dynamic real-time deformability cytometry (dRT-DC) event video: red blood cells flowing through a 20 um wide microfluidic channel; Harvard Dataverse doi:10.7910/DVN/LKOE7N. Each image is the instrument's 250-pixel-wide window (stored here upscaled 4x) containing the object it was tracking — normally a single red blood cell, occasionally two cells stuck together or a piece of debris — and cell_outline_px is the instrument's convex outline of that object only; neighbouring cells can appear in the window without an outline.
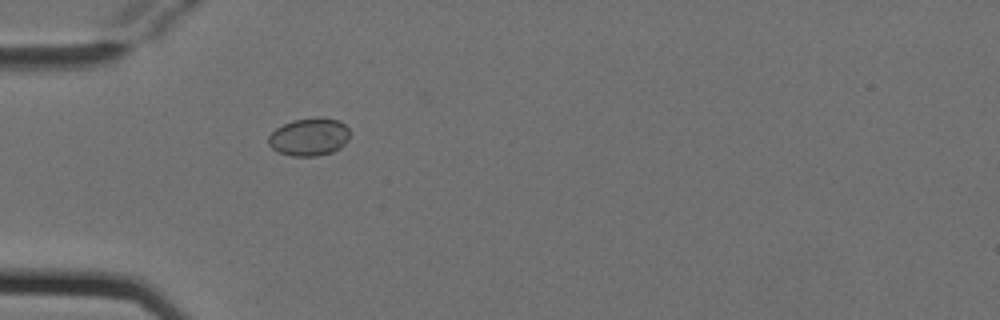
{"species": "Egyptian fruit bat (a non-hibernating species)", "species_latin": "Rousettus aegyptiacus", "temperature_condition": "cold", "stored_images_in_passage": 3, "camera_frame_rate_fps": 3000, "um_per_image_px": 0.085, "animal": {"sex": "female"}, "frame": {"image": 1, "passage_image": 3, "time_ms": 0.667, "image_size_px": [1000, 320], "cell_outline_px": [[348, 140], [340, 148], [332, 152], [316, 156], [292, 156], [280, 152], [272, 148], [268, 144], [268, 136], [276, 128], [292, 120], [336, 120], [344, 124], [348, 128]], "centroid_in_image_um": [26.25, 11.68], "position_along_channel_um": 58.8, "area_um2": 17.28}}